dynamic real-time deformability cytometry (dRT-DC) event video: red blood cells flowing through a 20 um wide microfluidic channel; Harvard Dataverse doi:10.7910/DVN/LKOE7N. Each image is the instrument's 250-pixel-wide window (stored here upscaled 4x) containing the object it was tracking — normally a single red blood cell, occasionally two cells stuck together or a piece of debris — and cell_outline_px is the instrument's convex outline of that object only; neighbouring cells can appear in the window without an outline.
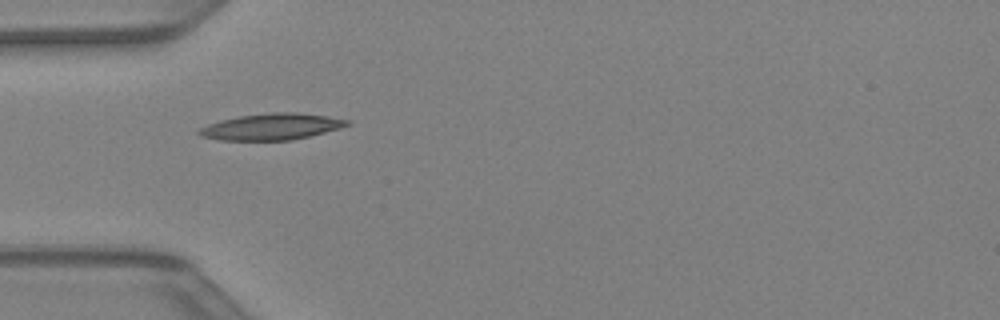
{"species": "Egyptian fruit bat (a non-hibernating species)", "species_latin": "Rousettus aegyptiacus", "temperature_condition": "warm", "stored_images_in_passage": 30, "camera_frame_rate_fps": 3000, "um_per_image_px": 0.085, "animal": {"sex": "female"}, "frame": {"image": 1, "passage_image": 1, "time_ms": 0.0, "image_size_px": [1000, 320], "cell_outline_px": [[352, 124], [340, 128], [292, 140], [220, 140], [200, 136], [196, 132], [200, 128], [208, 124], [220, 120], [240, 116], [268, 112], [296, 112], [328, 116], [352, 120]], "centroid_in_image_um": [23.1, 10.76], "position_along_channel_um": 61.9, "area_um2": 22.83}}
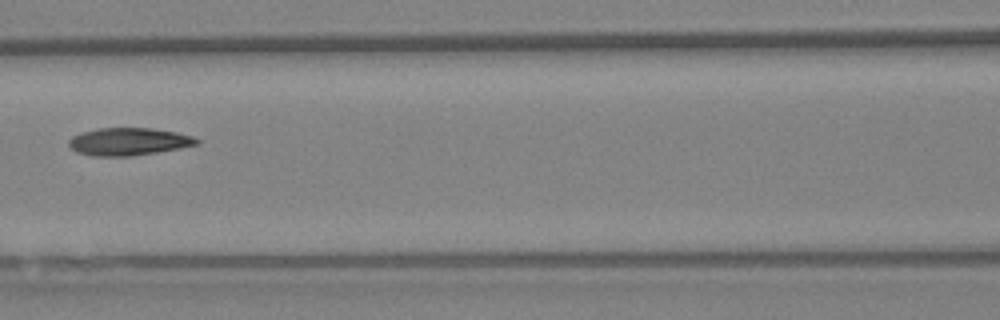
{"frame": {"image": 2, "passage_image": 7, "time_ms": 2.0, "image_size_px": [1000, 320], "cell_outline_px": [[200, 144], [180, 148], [132, 156], [92, 156], [76, 152], [68, 144], [68, 140], [72, 136], [80, 132], [100, 128], [152, 128], [176, 132], [192, 136], [200, 140]], "centroid_in_image_um": [10.92, 12.03], "position_along_channel_um": 155.7, "area_um2": 20.63}}
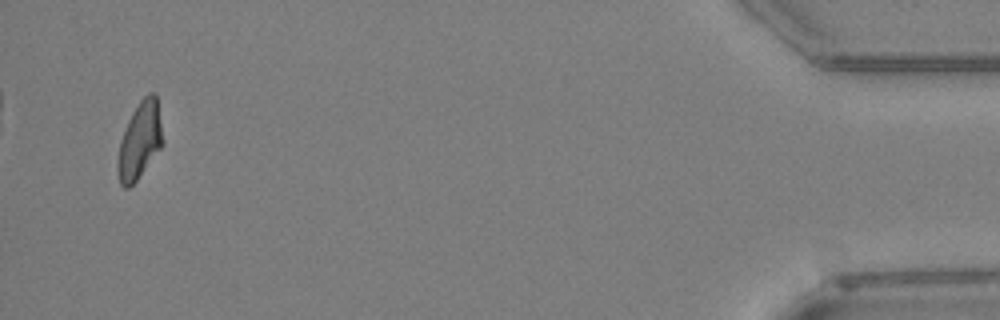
{"frame": {"image": 3, "passage_image": 29, "time_ms": 9.333, "image_size_px": [1000, 320], "cell_outline_px": [[164, 144], [136, 180], [128, 188], [124, 188], [120, 184], [116, 172], [116, 164], [120, 140], [128, 120], [132, 112], [140, 100], [148, 92], [156, 92], [164, 140]], "centroid_in_image_um": [11.88, 11.93], "position_along_channel_um": 423.3, "area_um2": 20.4}}